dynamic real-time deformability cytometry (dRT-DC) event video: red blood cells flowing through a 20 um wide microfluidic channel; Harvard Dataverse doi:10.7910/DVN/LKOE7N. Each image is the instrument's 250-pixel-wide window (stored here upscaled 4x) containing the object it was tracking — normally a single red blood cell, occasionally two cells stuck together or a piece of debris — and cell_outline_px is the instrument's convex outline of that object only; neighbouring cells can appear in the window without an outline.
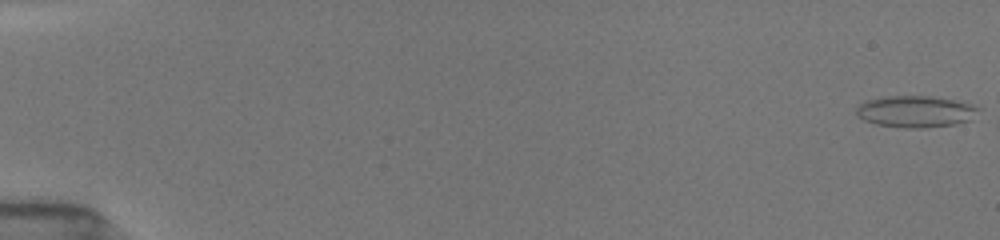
{"species": "common noctule bat (a hibernating species)", "species_latin": "Nyctalus noctula", "temperature_condition": "room temperature", "stored_images_in_passage": 31, "camera_frame_rate_fps": 3000, "um_per_image_px": 0.085, "animal": {"sex": "female", "body_mass_g": 19.5, "forearm_length_mm": 54.1}, "frame": {"image": 1, "passage_image": 1, "time_ms": 0.0, "image_size_px": [1000, 240], "cell_outline_px": [[980, 108], [972, 120], [956, 124], [924, 128], [904, 128], [876, 124], [864, 120], [856, 116], [856, 108], [864, 100], [884, 96], [932, 96], [956, 100]], "centroid_in_image_um": [77.8, 9.48], "position_along_channel_um": 7.2, "area_um2": 22.72}}
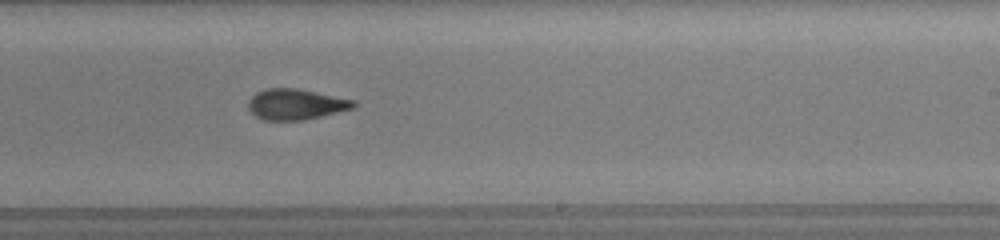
{"frame": {"image": 2, "passage_image": 22, "time_ms": 11.0, "image_size_px": [1000, 240], "cell_outline_px": [[356, 104], [352, 108], [304, 120], [264, 120], [256, 116], [248, 108], [248, 100], [256, 92], [264, 88], [296, 88], [356, 100]], "centroid_in_image_um": [25.11, 8.85], "position_along_channel_um": 263.9, "area_um2": 18.73}}
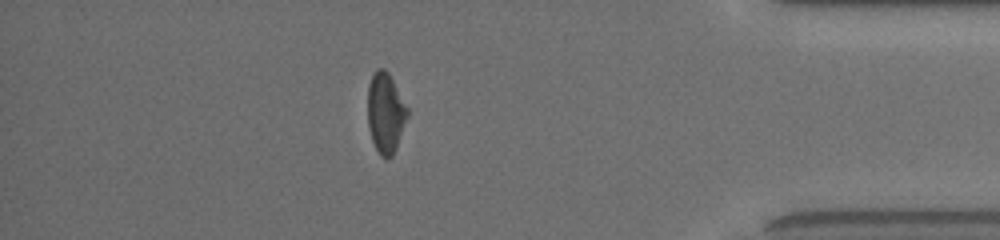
{"frame": {"image": 3, "passage_image": 30, "time_ms": 15.333, "image_size_px": [1000, 240], "cell_outline_px": [[408, 116], [396, 148], [392, 156], [388, 160], [384, 160], [380, 156], [372, 140], [368, 128], [368, 84], [376, 68], [384, 68], [388, 72], [408, 108]], "centroid_in_image_um": [32.76, 9.62], "position_along_channel_um": 402.4, "area_um2": 18.67}}